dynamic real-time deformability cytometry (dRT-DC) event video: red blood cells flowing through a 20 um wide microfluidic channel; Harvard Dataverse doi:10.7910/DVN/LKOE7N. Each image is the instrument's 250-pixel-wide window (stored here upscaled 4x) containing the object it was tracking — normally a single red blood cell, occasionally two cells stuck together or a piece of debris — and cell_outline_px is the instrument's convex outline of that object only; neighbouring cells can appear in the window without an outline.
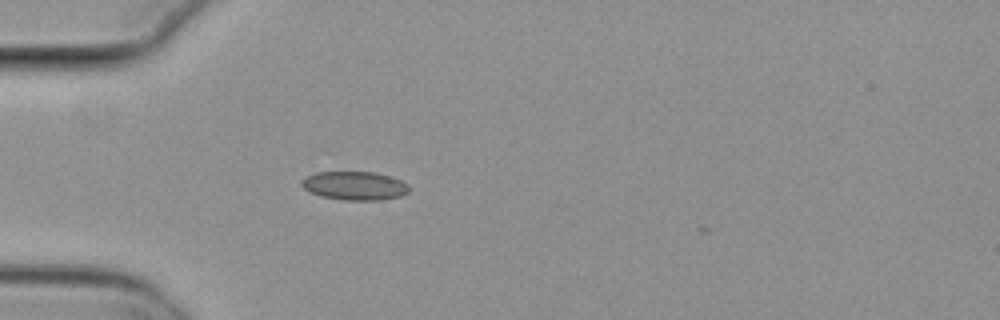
{"species": "common noctule bat (a hibernating species)", "species_latin": "Nyctalus noctula", "temperature_condition": "cold", "stored_images_in_passage": 5, "camera_frame_rate_fps": 3000, "um_per_image_px": 0.085, "animal": {"sex": "female", "body_mass_g": 29.2, "forearm_length_mm": 56.3}, "frame": {"image": 1, "passage_image": 1, "time_ms": 0.0, "image_size_px": [1000, 320], "cell_outline_px": [[408, 192], [400, 196], [380, 200], [340, 200], [320, 196], [308, 192], [300, 184], [300, 180], [304, 176], [316, 172], [376, 172], [400, 180], [408, 184]], "centroid_in_image_um": [30.07, 15.79], "position_along_channel_um": 54.9, "area_um2": 18.09}}